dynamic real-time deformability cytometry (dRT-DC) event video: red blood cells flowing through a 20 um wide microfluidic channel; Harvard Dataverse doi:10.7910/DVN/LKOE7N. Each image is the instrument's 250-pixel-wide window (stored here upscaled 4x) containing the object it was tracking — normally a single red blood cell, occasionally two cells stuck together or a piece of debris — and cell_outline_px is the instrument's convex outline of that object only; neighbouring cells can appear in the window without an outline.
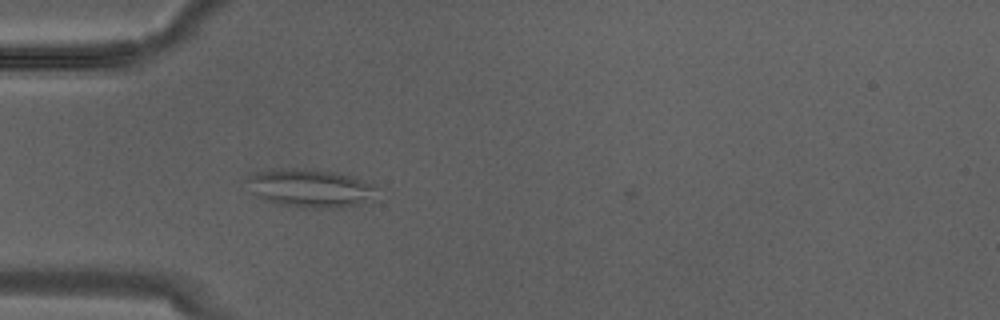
{"species": "Egyptian fruit bat (a non-hibernating species)", "species_latin": "Rousettus aegyptiacus", "temperature_condition": "warm", "stored_images_in_passage": 5, "camera_frame_rate_fps": 3000, "um_per_image_px": 0.085, "animal": {"sex": "male"}, "frame": {"image": 1, "passage_image": 3, "time_ms": 0.667, "image_size_px": [1000, 320], "cell_outline_px": [[376, 188], [364, 204], [336, 212], [272, 204], [256, 196], [252, 192], [244, 180], [248, 176], [256, 172], [268, 168], [304, 168], [336, 172], [376, 184]], "centroid_in_image_um": [26.33, 16.04], "position_along_channel_um": 58.7, "area_um2": 30.35}}
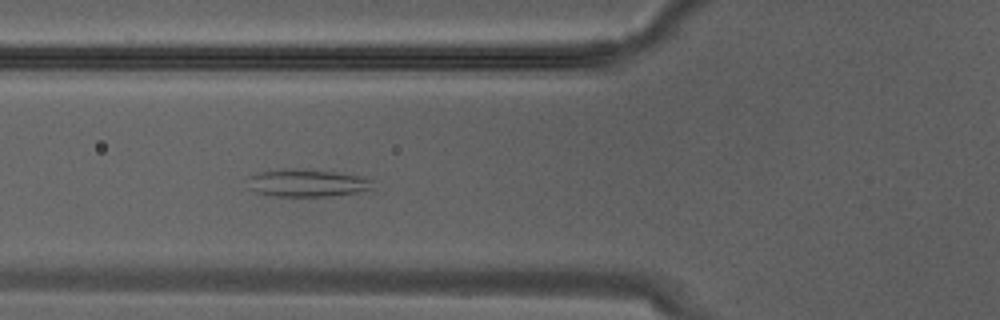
{"frame": {"image": 2, "passage_image": 5, "time_ms": 1.333, "image_size_px": [1000, 320], "cell_outline_px": [[376, 180], [372, 192], [328, 196], [272, 196], [256, 192], [252, 188], [248, 176], [256, 172], [332, 172], [360, 176]], "centroid_in_image_um": [26.31, 15.63], "position_along_channel_um": 99.5, "area_um2": 19.25}}